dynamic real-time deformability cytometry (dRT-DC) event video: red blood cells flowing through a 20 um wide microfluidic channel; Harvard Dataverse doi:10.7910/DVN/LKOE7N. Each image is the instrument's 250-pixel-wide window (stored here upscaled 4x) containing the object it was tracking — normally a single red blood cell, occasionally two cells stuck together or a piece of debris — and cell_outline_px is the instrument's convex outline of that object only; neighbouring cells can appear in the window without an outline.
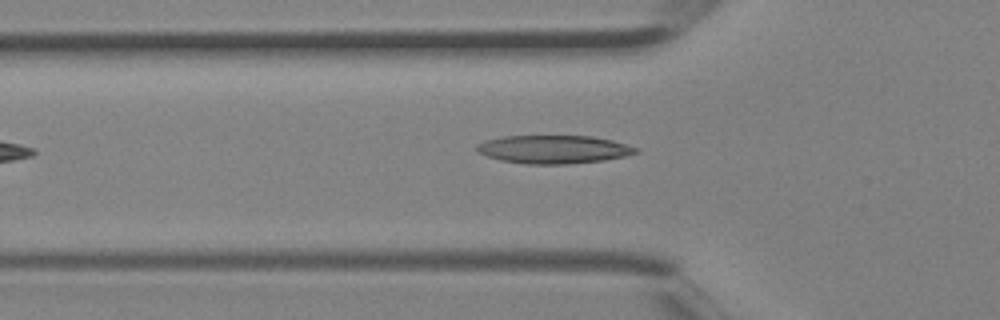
{"species": "Egyptian fruit bat (a non-hibernating species)", "species_latin": "Rousettus aegyptiacus", "temperature_condition": "room temperature", "stored_images_in_passage": 3, "camera_frame_rate_fps": 3000, "um_per_image_px": 0.085, "animal": {"sex": "female"}, "frame": {"image": 1, "passage_image": 3, "time_ms": 0.667, "image_size_px": [1000, 320], "cell_outline_px": [[640, 152], [624, 156], [604, 160], [568, 164], [528, 164], [500, 160], [488, 156], [480, 152], [476, 148], [476, 144], [484, 140], [504, 136], [592, 136], [612, 140], [640, 148]], "centroid_in_image_um": [47.09, 12.69], "position_along_channel_um": 78.7, "area_um2": 26.18}}